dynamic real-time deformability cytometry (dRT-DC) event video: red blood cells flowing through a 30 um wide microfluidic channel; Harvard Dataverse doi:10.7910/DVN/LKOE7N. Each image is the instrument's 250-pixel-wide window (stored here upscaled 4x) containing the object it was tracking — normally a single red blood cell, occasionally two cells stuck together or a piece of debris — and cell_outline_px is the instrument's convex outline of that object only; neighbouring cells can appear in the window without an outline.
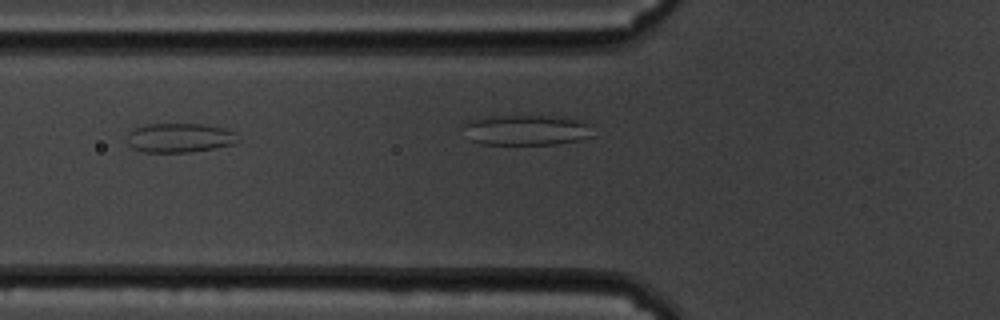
{"species": "common noctule bat (a hibernating species)", "species_latin": "Nyctalus noctula", "temperature_condition": "cold", "stored_images_in_passage": 35, "camera_frame_rate_fps": 3000, "um_per_image_px": 0.085, "animal": {"sex": "male", "body_mass_g": 19.5, "forearm_length_mm": 54.6}, "frame": {"image": 1, "passage_image": 11, "time_ms": 3.333, "image_size_px": [1000, 320], "cell_outline_px": [[240, 140], [232, 144], [212, 148], [188, 152], [144, 152], [132, 148], [128, 144], [128, 132], [136, 128], [148, 124], [200, 124], [224, 128], [236, 132]], "centroid_in_image_um": [15.27, 11.71], "position_along_channel_um": 110.5, "area_um2": 18.79}}
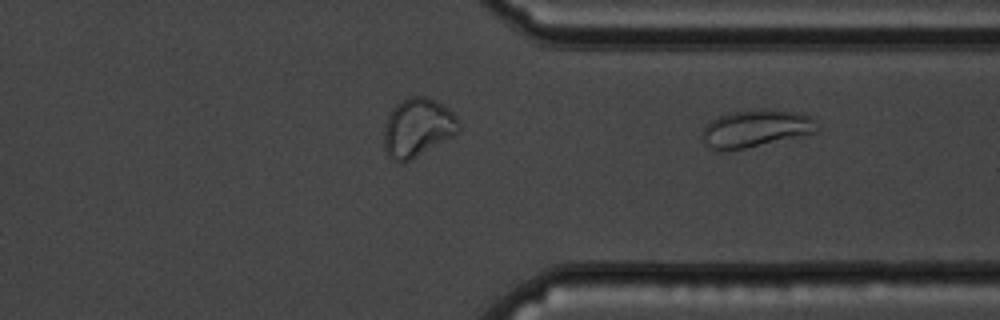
{"frame": {"image": 2, "passage_image": 35, "time_ms": 11.333, "image_size_px": [1000, 320], "cell_outline_px": [[820, 132], [744, 148], [712, 148], [704, 144], [700, 136], [704, 128], [712, 120], [720, 116], [732, 112], [764, 108], [772, 108], [800, 112], [812, 120], [820, 128]], "centroid_in_image_um": [64.29, 10.89], "position_along_channel_um": 347.1, "area_um2": 24.74}}